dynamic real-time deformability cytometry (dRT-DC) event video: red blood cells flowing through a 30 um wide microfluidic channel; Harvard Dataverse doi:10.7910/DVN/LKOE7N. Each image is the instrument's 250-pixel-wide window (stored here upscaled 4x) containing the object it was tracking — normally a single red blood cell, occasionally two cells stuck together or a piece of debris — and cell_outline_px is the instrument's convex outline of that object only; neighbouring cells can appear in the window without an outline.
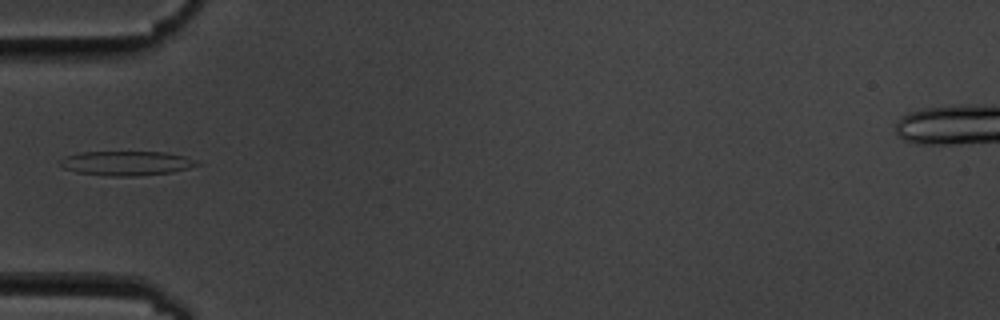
{"species": "common noctule bat (a hibernating species)", "species_latin": "Nyctalus noctula", "temperature_condition": "cold", "stored_images_in_passage": 11, "camera_frame_rate_fps": 3000, "um_per_image_px": 0.085, "animal": {"sex": "male", "body_mass_g": 19.5, "forearm_length_mm": 54.6}, "frame": {"image": 1, "passage_image": 1, "time_ms": 0.0, "image_size_px": [1000, 320], "cell_outline_px": [[200, 164], [188, 168], [172, 172], [136, 176], [108, 176], [76, 172], [64, 168], [60, 164], [60, 160], [64, 156], [80, 152], [164, 152], [184, 156], [196, 160]], "centroid_in_image_um": [10.72, 13.87], "position_along_channel_um": 74.3, "area_um2": 19.42}}
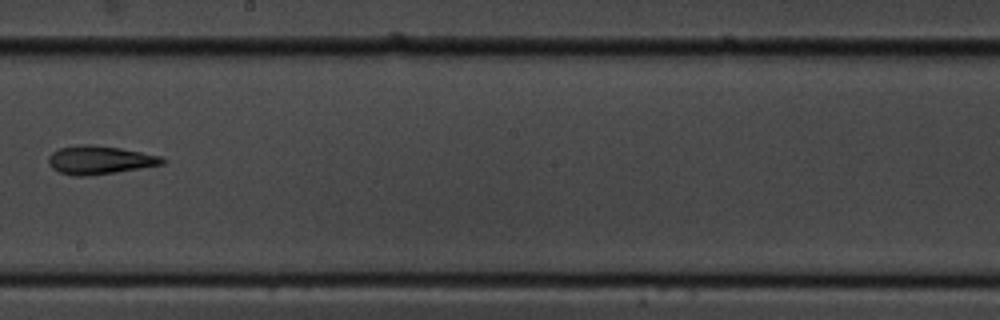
{"frame": {"image": 2, "passage_image": 5, "time_ms": 4.667, "image_size_px": [1000, 320], "cell_outline_px": [[168, 160], [164, 164], [116, 172], [88, 176], [72, 176], [60, 172], [52, 168], [48, 164], [48, 156], [52, 152], [60, 148], [80, 144], [88, 144], [120, 148], [160, 156]], "centroid_in_image_um": [8.45, 13.6], "position_along_channel_um": 239.7, "area_um2": 18.84}}
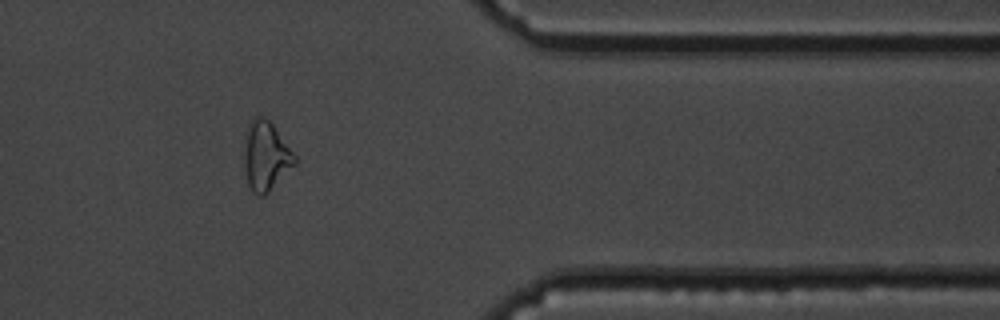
{"frame": {"image": 3, "passage_image": 9, "time_ms": 9.333, "image_size_px": [1000, 320], "cell_outline_px": [[296, 164], [264, 196], [256, 196], [252, 192], [248, 184], [244, 168], [244, 152], [248, 124], [252, 116], [260, 116], [268, 120], [272, 124], [296, 156]], "centroid_in_image_um": [22.58, 13.28], "position_along_channel_um": 388.8, "area_um2": 20.29}}